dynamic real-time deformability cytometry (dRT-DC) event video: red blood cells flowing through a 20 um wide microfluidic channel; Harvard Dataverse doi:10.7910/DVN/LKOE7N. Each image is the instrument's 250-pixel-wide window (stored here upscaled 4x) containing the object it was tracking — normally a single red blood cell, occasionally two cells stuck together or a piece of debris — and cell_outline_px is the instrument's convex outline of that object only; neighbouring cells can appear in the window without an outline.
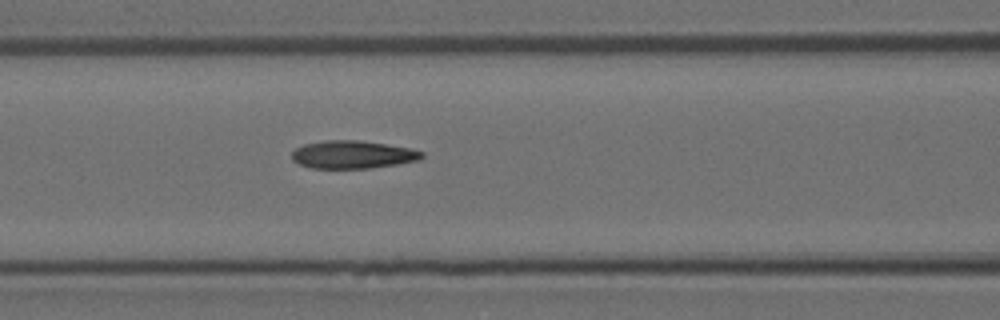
{"species": "Egyptian fruit bat (a non-hibernating species)", "species_latin": "Rousettus aegyptiacus", "temperature_condition": "room temperature", "stored_images_in_passage": 7, "camera_frame_rate_fps": 3000, "um_per_image_px": 0.085, "animal": {"sex": "female"}, "frame": {"image": 1, "passage_image": 7, "time_ms": 2.0, "image_size_px": [1000, 320], "cell_outline_px": [[424, 156], [420, 160], [396, 164], [368, 168], [312, 168], [300, 164], [292, 160], [292, 152], [296, 148], [304, 144], [328, 140], [356, 140], [412, 148], [424, 152]], "centroid_in_image_um": [30.0, 13.14], "position_along_channel_um": 136.6, "area_um2": 20.98}}